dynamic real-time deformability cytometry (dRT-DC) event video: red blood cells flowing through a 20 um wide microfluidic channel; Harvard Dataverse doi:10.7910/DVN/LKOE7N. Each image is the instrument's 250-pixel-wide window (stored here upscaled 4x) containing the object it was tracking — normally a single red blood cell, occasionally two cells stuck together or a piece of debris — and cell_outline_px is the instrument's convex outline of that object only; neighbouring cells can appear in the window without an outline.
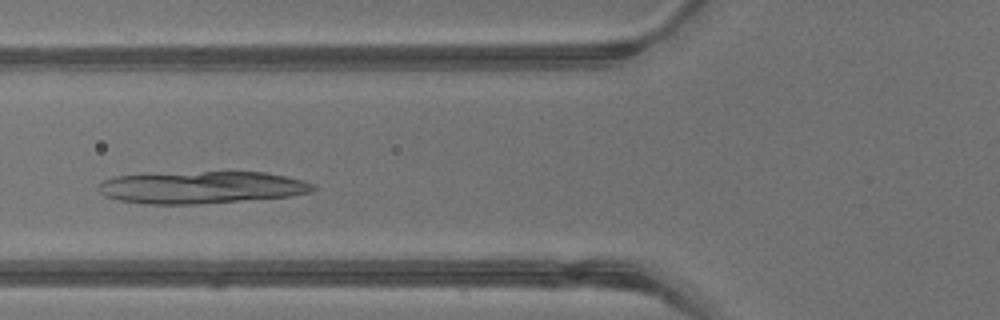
{"species": "common noctule bat (a hibernating species)", "species_latin": "Nyctalus noctula", "temperature_condition": "warm", "stored_images_in_passage": 35, "camera_frame_rate_fps": 3000, "um_per_image_px": 0.085, "animal": {"sex": "male", "body_mass_g": 13.3}, "frame": {"image": 1, "passage_image": 12, "time_ms": 3.667, "image_size_px": [1000, 320], "cell_outline_px": [[316, 188], [308, 192], [288, 196], [196, 204], [144, 204], [120, 200], [104, 196], [100, 192], [100, 184], [104, 180], [112, 176], [204, 172], [264, 172], [304, 180], [316, 184]], "centroid_in_image_um": [17.14, 15.93], "position_along_channel_um": 108.7, "area_um2": 39.71}}
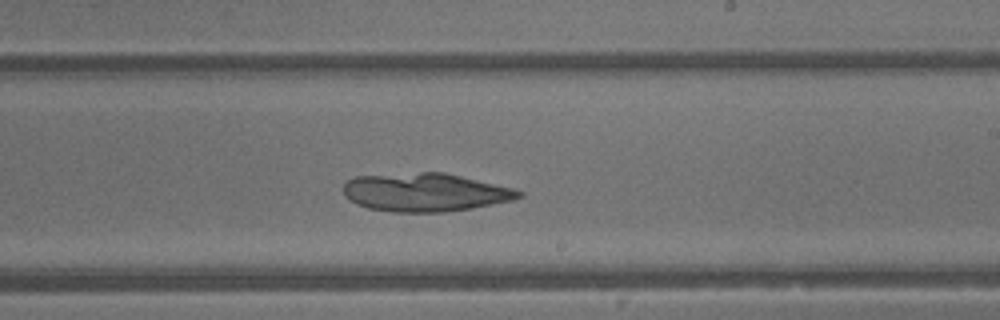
{"frame": {"image": 2, "passage_image": 21, "time_ms": 6.667, "image_size_px": [1000, 320], "cell_outline_px": [[524, 196], [512, 200], [472, 208], [444, 212], [392, 212], [368, 208], [356, 204], [344, 196], [344, 184], [348, 180], [356, 176], [420, 172], [444, 172], [516, 188], [524, 192]], "centroid_in_image_um": [36.17, 16.34], "position_along_channel_um": 252.8, "area_um2": 39.42}}
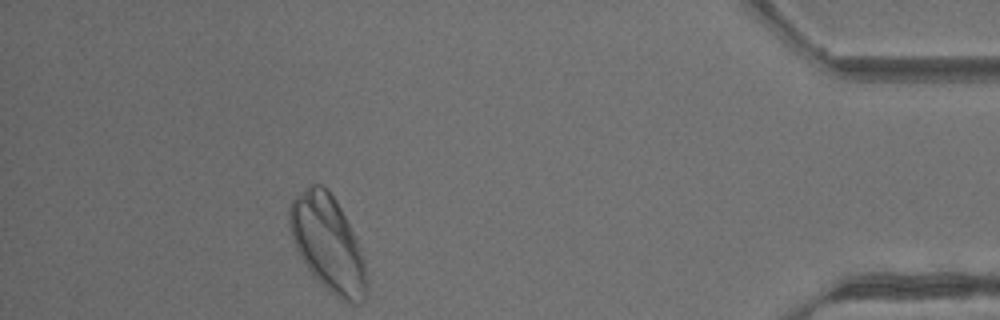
{"frame": {"image": 3, "passage_image": 34, "time_ms": 11.0, "image_size_px": [1000, 320], "cell_outline_px": [[368, 292], [364, 300], [356, 304], [348, 304], [340, 300], [312, 276], [300, 256], [296, 248], [292, 236], [288, 220], [288, 208], [292, 200], [296, 196], [312, 184], [320, 184], [328, 188], [336, 200], [352, 228], [360, 244], [364, 260], [368, 284]], "centroid_in_image_um": [27.9, 20.74], "position_along_channel_um": 407.3, "area_um2": 43.52}}